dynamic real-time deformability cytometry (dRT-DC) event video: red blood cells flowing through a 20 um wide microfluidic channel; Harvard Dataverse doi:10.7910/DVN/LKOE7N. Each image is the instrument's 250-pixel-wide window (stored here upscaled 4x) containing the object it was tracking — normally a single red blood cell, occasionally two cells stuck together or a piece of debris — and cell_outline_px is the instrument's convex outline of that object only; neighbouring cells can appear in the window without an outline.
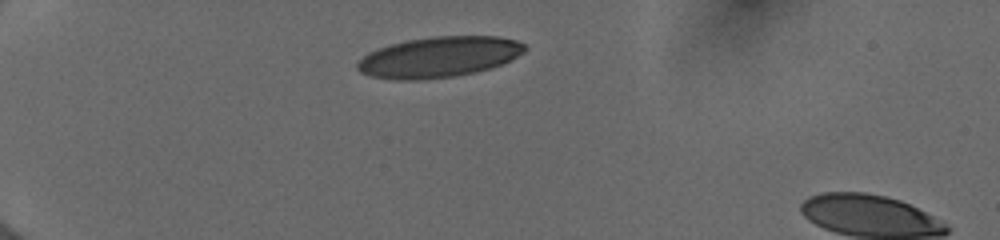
{"species": "human", "species_latin": "Homo sapiens", "temperature_condition": "cold", "stored_images_in_passage": 38, "camera_frame_rate_fps": 3000, "um_per_image_px": 0.085, "donor": {"sex": "female"}, "frame": {"image": 1, "passage_image": 1, "time_ms": 0.0, "image_size_px": [1000, 240], "cell_outline_px": [[528, 48], [524, 52], [500, 64], [476, 72], [452, 76], [420, 80], [396, 80], [372, 76], [360, 72], [356, 68], [356, 64], [368, 52], [392, 44], [408, 40], [432, 36], [500, 36], [516, 40], [524, 44]], "centroid_in_image_um": [37.3, 4.84], "position_along_channel_um": 47.7, "area_um2": 39.36}}
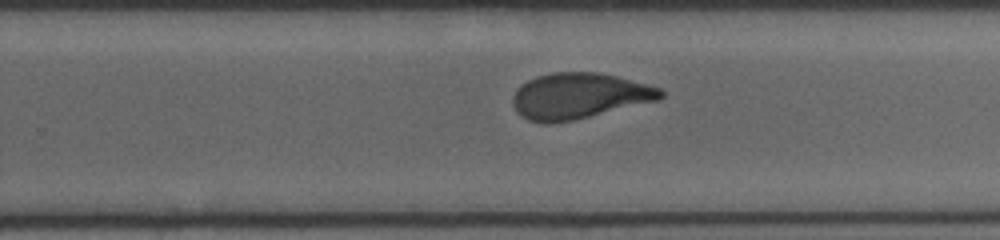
{"frame": {"image": 2, "passage_image": 22, "time_ms": 7.0, "image_size_px": [1000, 240], "cell_outline_px": [[664, 96], [660, 100], [572, 120], [552, 124], [540, 124], [528, 120], [516, 112], [512, 104], [512, 96], [520, 84], [536, 76], [552, 72], [596, 72], [616, 76], [648, 84], [660, 88], [664, 92]], "centroid_in_image_um": [49.19, 8.16], "position_along_channel_um": 280.6, "area_um2": 39.77}}
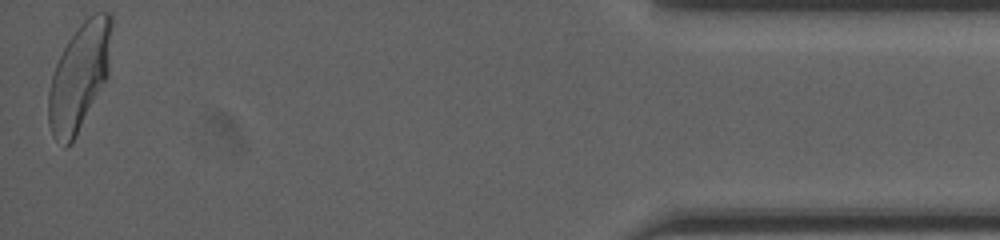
{"frame": {"image": 3, "passage_image": 38, "time_ms": 12.333, "image_size_px": [1000, 240], "cell_outline_px": [[112, 24], [108, 76], [72, 144], [64, 148], [52, 136], [48, 124], [48, 92], [52, 76], [56, 64], [68, 40], [76, 28], [88, 16], [96, 12], [108, 12], [112, 16]], "centroid_in_image_um": [6.73, 6.54], "position_along_channel_um": 428.5, "area_um2": 39.48}, "authors_computed_cell_mechanics": {"area_um2": 40.0554, "velocity_mm_per_s": 3.9867, "shape_relaxation_time_tau1_ms": 4.0942, "shape_relaxation_time_tau2_ms": 0.9436, "deformation_change_tau1": 0.1757, "deformation_change_tau2": 0.0741}}